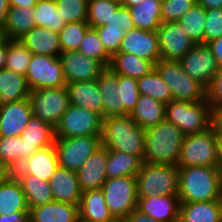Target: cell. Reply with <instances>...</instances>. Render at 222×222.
<instances>
[{"label":"cell","mask_w":222,"mask_h":222,"mask_svg":"<svg viewBox=\"0 0 222 222\" xmlns=\"http://www.w3.org/2000/svg\"><path fill=\"white\" fill-rule=\"evenodd\" d=\"M180 203L216 201L222 198V169L218 166L178 167Z\"/></svg>","instance_id":"obj_1"},{"label":"cell","mask_w":222,"mask_h":222,"mask_svg":"<svg viewBox=\"0 0 222 222\" xmlns=\"http://www.w3.org/2000/svg\"><path fill=\"white\" fill-rule=\"evenodd\" d=\"M144 131L143 162L178 166L183 132L166 119Z\"/></svg>","instance_id":"obj_2"},{"label":"cell","mask_w":222,"mask_h":222,"mask_svg":"<svg viewBox=\"0 0 222 222\" xmlns=\"http://www.w3.org/2000/svg\"><path fill=\"white\" fill-rule=\"evenodd\" d=\"M101 139L108 150L125 152L143 160L145 131L130 115L103 118Z\"/></svg>","instance_id":"obj_3"},{"label":"cell","mask_w":222,"mask_h":222,"mask_svg":"<svg viewBox=\"0 0 222 222\" xmlns=\"http://www.w3.org/2000/svg\"><path fill=\"white\" fill-rule=\"evenodd\" d=\"M136 188L137 197L178 195V166L143 162Z\"/></svg>","instance_id":"obj_4"},{"label":"cell","mask_w":222,"mask_h":222,"mask_svg":"<svg viewBox=\"0 0 222 222\" xmlns=\"http://www.w3.org/2000/svg\"><path fill=\"white\" fill-rule=\"evenodd\" d=\"M165 119L185 136L199 133L211 127V107L206 100L197 103L173 100L166 104Z\"/></svg>","instance_id":"obj_5"},{"label":"cell","mask_w":222,"mask_h":222,"mask_svg":"<svg viewBox=\"0 0 222 222\" xmlns=\"http://www.w3.org/2000/svg\"><path fill=\"white\" fill-rule=\"evenodd\" d=\"M154 68L171 88L175 101L197 103L206 100V88L185 73L179 61L160 60Z\"/></svg>","instance_id":"obj_6"},{"label":"cell","mask_w":222,"mask_h":222,"mask_svg":"<svg viewBox=\"0 0 222 222\" xmlns=\"http://www.w3.org/2000/svg\"><path fill=\"white\" fill-rule=\"evenodd\" d=\"M218 166L215 133L209 129L184 136L178 167Z\"/></svg>","instance_id":"obj_7"},{"label":"cell","mask_w":222,"mask_h":222,"mask_svg":"<svg viewBox=\"0 0 222 222\" xmlns=\"http://www.w3.org/2000/svg\"><path fill=\"white\" fill-rule=\"evenodd\" d=\"M101 190L109 211L115 219L124 220L137 208L136 176H120L107 179Z\"/></svg>","instance_id":"obj_8"},{"label":"cell","mask_w":222,"mask_h":222,"mask_svg":"<svg viewBox=\"0 0 222 222\" xmlns=\"http://www.w3.org/2000/svg\"><path fill=\"white\" fill-rule=\"evenodd\" d=\"M102 146L101 135L55 138L58 166L77 172L84 162Z\"/></svg>","instance_id":"obj_9"},{"label":"cell","mask_w":222,"mask_h":222,"mask_svg":"<svg viewBox=\"0 0 222 222\" xmlns=\"http://www.w3.org/2000/svg\"><path fill=\"white\" fill-rule=\"evenodd\" d=\"M29 100L34 117L56 127L70 105L67 87L31 90Z\"/></svg>","instance_id":"obj_10"},{"label":"cell","mask_w":222,"mask_h":222,"mask_svg":"<svg viewBox=\"0 0 222 222\" xmlns=\"http://www.w3.org/2000/svg\"><path fill=\"white\" fill-rule=\"evenodd\" d=\"M102 119L93 111L70 104L55 127V138L101 135Z\"/></svg>","instance_id":"obj_11"},{"label":"cell","mask_w":222,"mask_h":222,"mask_svg":"<svg viewBox=\"0 0 222 222\" xmlns=\"http://www.w3.org/2000/svg\"><path fill=\"white\" fill-rule=\"evenodd\" d=\"M26 81L31 90L65 87L63 68L58 57L32 54L26 72Z\"/></svg>","instance_id":"obj_12"},{"label":"cell","mask_w":222,"mask_h":222,"mask_svg":"<svg viewBox=\"0 0 222 222\" xmlns=\"http://www.w3.org/2000/svg\"><path fill=\"white\" fill-rule=\"evenodd\" d=\"M156 33L160 60L179 61L195 45L179 22H162Z\"/></svg>","instance_id":"obj_13"},{"label":"cell","mask_w":222,"mask_h":222,"mask_svg":"<svg viewBox=\"0 0 222 222\" xmlns=\"http://www.w3.org/2000/svg\"><path fill=\"white\" fill-rule=\"evenodd\" d=\"M179 62L184 72L205 88L220 68L207 44H195Z\"/></svg>","instance_id":"obj_14"},{"label":"cell","mask_w":222,"mask_h":222,"mask_svg":"<svg viewBox=\"0 0 222 222\" xmlns=\"http://www.w3.org/2000/svg\"><path fill=\"white\" fill-rule=\"evenodd\" d=\"M58 58L66 83L95 80L106 68L97 59L89 58L78 51L61 52Z\"/></svg>","instance_id":"obj_15"},{"label":"cell","mask_w":222,"mask_h":222,"mask_svg":"<svg viewBox=\"0 0 222 222\" xmlns=\"http://www.w3.org/2000/svg\"><path fill=\"white\" fill-rule=\"evenodd\" d=\"M117 53H130L152 62L160 61V49L156 31L131 29L124 36Z\"/></svg>","instance_id":"obj_16"},{"label":"cell","mask_w":222,"mask_h":222,"mask_svg":"<svg viewBox=\"0 0 222 222\" xmlns=\"http://www.w3.org/2000/svg\"><path fill=\"white\" fill-rule=\"evenodd\" d=\"M32 116L29 98L0 106V136H20Z\"/></svg>","instance_id":"obj_17"},{"label":"cell","mask_w":222,"mask_h":222,"mask_svg":"<svg viewBox=\"0 0 222 222\" xmlns=\"http://www.w3.org/2000/svg\"><path fill=\"white\" fill-rule=\"evenodd\" d=\"M137 209L158 222H178L180 199L178 195L138 197Z\"/></svg>","instance_id":"obj_18"},{"label":"cell","mask_w":222,"mask_h":222,"mask_svg":"<svg viewBox=\"0 0 222 222\" xmlns=\"http://www.w3.org/2000/svg\"><path fill=\"white\" fill-rule=\"evenodd\" d=\"M107 148H98L76 172L82 192L101 189L106 177Z\"/></svg>","instance_id":"obj_19"},{"label":"cell","mask_w":222,"mask_h":222,"mask_svg":"<svg viewBox=\"0 0 222 222\" xmlns=\"http://www.w3.org/2000/svg\"><path fill=\"white\" fill-rule=\"evenodd\" d=\"M49 185L54 201L79 205L82 190L75 171L58 166L49 180Z\"/></svg>","instance_id":"obj_20"},{"label":"cell","mask_w":222,"mask_h":222,"mask_svg":"<svg viewBox=\"0 0 222 222\" xmlns=\"http://www.w3.org/2000/svg\"><path fill=\"white\" fill-rule=\"evenodd\" d=\"M19 41L32 54L58 57L61 53L59 33L50 28L35 26Z\"/></svg>","instance_id":"obj_21"},{"label":"cell","mask_w":222,"mask_h":222,"mask_svg":"<svg viewBox=\"0 0 222 222\" xmlns=\"http://www.w3.org/2000/svg\"><path fill=\"white\" fill-rule=\"evenodd\" d=\"M70 104L86 108L103 118V102L96 79L67 83Z\"/></svg>","instance_id":"obj_22"},{"label":"cell","mask_w":222,"mask_h":222,"mask_svg":"<svg viewBox=\"0 0 222 222\" xmlns=\"http://www.w3.org/2000/svg\"><path fill=\"white\" fill-rule=\"evenodd\" d=\"M78 209L79 222H111L115 219L101 189L82 192Z\"/></svg>","instance_id":"obj_23"},{"label":"cell","mask_w":222,"mask_h":222,"mask_svg":"<svg viewBox=\"0 0 222 222\" xmlns=\"http://www.w3.org/2000/svg\"><path fill=\"white\" fill-rule=\"evenodd\" d=\"M14 176L23 189L29 210L54 201L49 181L26 174L21 168L14 170Z\"/></svg>","instance_id":"obj_24"},{"label":"cell","mask_w":222,"mask_h":222,"mask_svg":"<svg viewBox=\"0 0 222 222\" xmlns=\"http://www.w3.org/2000/svg\"><path fill=\"white\" fill-rule=\"evenodd\" d=\"M28 218L32 222H79L78 205L52 201L33 207Z\"/></svg>","instance_id":"obj_25"},{"label":"cell","mask_w":222,"mask_h":222,"mask_svg":"<svg viewBox=\"0 0 222 222\" xmlns=\"http://www.w3.org/2000/svg\"><path fill=\"white\" fill-rule=\"evenodd\" d=\"M25 141L27 158L37 150L54 145L55 128L32 116L20 135Z\"/></svg>","instance_id":"obj_26"},{"label":"cell","mask_w":222,"mask_h":222,"mask_svg":"<svg viewBox=\"0 0 222 222\" xmlns=\"http://www.w3.org/2000/svg\"><path fill=\"white\" fill-rule=\"evenodd\" d=\"M178 222H222V200L180 203Z\"/></svg>","instance_id":"obj_27"},{"label":"cell","mask_w":222,"mask_h":222,"mask_svg":"<svg viewBox=\"0 0 222 222\" xmlns=\"http://www.w3.org/2000/svg\"><path fill=\"white\" fill-rule=\"evenodd\" d=\"M58 167V158L54 145L37 150L20 167L26 174H31L49 181Z\"/></svg>","instance_id":"obj_28"},{"label":"cell","mask_w":222,"mask_h":222,"mask_svg":"<svg viewBox=\"0 0 222 222\" xmlns=\"http://www.w3.org/2000/svg\"><path fill=\"white\" fill-rule=\"evenodd\" d=\"M103 102V118L121 115L118 74L106 67L96 79Z\"/></svg>","instance_id":"obj_29"},{"label":"cell","mask_w":222,"mask_h":222,"mask_svg":"<svg viewBox=\"0 0 222 222\" xmlns=\"http://www.w3.org/2000/svg\"><path fill=\"white\" fill-rule=\"evenodd\" d=\"M166 104L146 95L139 96L130 117L146 130L165 120Z\"/></svg>","instance_id":"obj_30"},{"label":"cell","mask_w":222,"mask_h":222,"mask_svg":"<svg viewBox=\"0 0 222 222\" xmlns=\"http://www.w3.org/2000/svg\"><path fill=\"white\" fill-rule=\"evenodd\" d=\"M34 10L31 7H9L4 32L6 38L19 40L35 26Z\"/></svg>","instance_id":"obj_31"},{"label":"cell","mask_w":222,"mask_h":222,"mask_svg":"<svg viewBox=\"0 0 222 222\" xmlns=\"http://www.w3.org/2000/svg\"><path fill=\"white\" fill-rule=\"evenodd\" d=\"M109 68L118 75L140 79L154 69V64L130 53H115L111 57Z\"/></svg>","instance_id":"obj_32"},{"label":"cell","mask_w":222,"mask_h":222,"mask_svg":"<svg viewBox=\"0 0 222 222\" xmlns=\"http://www.w3.org/2000/svg\"><path fill=\"white\" fill-rule=\"evenodd\" d=\"M26 76L3 68L0 73V106L29 98Z\"/></svg>","instance_id":"obj_33"},{"label":"cell","mask_w":222,"mask_h":222,"mask_svg":"<svg viewBox=\"0 0 222 222\" xmlns=\"http://www.w3.org/2000/svg\"><path fill=\"white\" fill-rule=\"evenodd\" d=\"M162 0H144L137 6L129 7L135 28L145 31H156L162 24Z\"/></svg>","instance_id":"obj_34"},{"label":"cell","mask_w":222,"mask_h":222,"mask_svg":"<svg viewBox=\"0 0 222 222\" xmlns=\"http://www.w3.org/2000/svg\"><path fill=\"white\" fill-rule=\"evenodd\" d=\"M29 212L26 197L19 181L13 175L0 185V215Z\"/></svg>","instance_id":"obj_35"},{"label":"cell","mask_w":222,"mask_h":222,"mask_svg":"<svg viewBox=\"0 0 222 222\" xmlns=\"http://www.w3.org/2000/svg\"><path fill=\"white\" fill-rule=\"evenodd\" d=\"M143 165L139 156L107 149L106 177L136 176Z\"/></svg>","instance_id":"obj_36"},{"label":"cell","mask_w":222,"mask_h":222,"mask_svg":"<svg viewBox=\"0 0 222 222\" xmlns=\"http://www.w3.org/2000/svg\"><path fill=\"white\" fill-rule=\"evenodd\" d=\"M206 9L198 2L178 21L194 44H205Z\"/></svg>","instance_id":"obj_37"},{"label":"cell","mask_w":222,"mask_h":222,"mask_svg":"<svg viewBox=\"0 0 222 222\" xmlns=\"http://www.w3.org/2000/svg\"><path fill=\"white\" fill-rule=\"evenodd\" d=\"M137 84L141 95L153 97L164 104L174 100L171 88L162 80L155 68L149 74L137 79Z\"/></svg>","instance_id":"obj_38"},{"label":"cell","mask_w":222,"mask_h":222,"mask_svg":"<svg viewBox=\"0 0 222 222\" xmlns=\"http://www.w3.org/2000/svg\"><path fill=\"white\" fill-rule=\"evenodd\" d=\"M27 159L26 145L21 136H0V160L12 170L22 166Z\"/></svg>","instance_id":"obj_39"},{"label":"cell","mask_w":222,"mask_h":222,"mask_svg":"<svg viewBox=\"0 0 222 222\" xmlns=\"http://www.w3.org/2000/svg\"><path fill=\"white\" fill-rule=\"evenodd\" d=\"M33 10L36 26L50 28L59 33L67 24L57 11L55 0H38Z\"/></svg>","instance_id":"obj_40"},{"label":"cell","mask_w":222,"mask_h":222,"mask_svg":"<svg viewBox=\"0 0 222 222\" xmlns=\"http://www.w3.org/2000/svg\"><path fill=\"white\" fill-rule=\"evenodd\" d=\"M32 53L19 41L7 38L5 69L26 76Z\"/></svg>","instance_id":"obj_41"},{"label":"cell","mask_w":222,"mask_h":222,"mask_svg":"<svg viewBox=\"0 0 222 222\" xmlns=\"http://www.w3.org/2000/svg\"><path fill=\"white\" fill-rule=\"evenodd\" d=\"M120 6L119 0H89L87 23L91 28L105 26Z\"/></svg>","instance_id":"obj_42"},{"label":"cell","mask_w":222,"mask_h":222,"mask_svg":"<svg viewBox=\"0 0 222 222\" xmlns=\"http://www.w3.org/2000/svg\"><path fill=\"white\" fill-rule=\"evenodd\" d=\"M78 52L83 55L97 59L105 67H109L111 56L106 52L101 40L94 28H89L84 35L83 41L79 45Z\"/></svg>","instance_id":"obj_43"},{"label":"cell","mask_w":222,"mask_h":222,"mask_svg":"<svg viewBox=\"0 0 222 222\" xmlns=\"http://www.w3.org/2000/svg\"><path fill=\"white\" fill-rule=\"evenodd\" d=\"M118 82L119 85L117 89L121 104V115H130L140 96V92L137 87V79L118 75Z\"/></svg>","instance_id":"obj_44"},{"label":"cell","mask_w":222,"mask_h":222,"mask_svg":"<svg viewBox=\"0 0 222 222\" xmlns=\"http://www.w3.org/2000/svg\"><path fill=\"white\" fill-rule=\"evenodd\" d=\"M89 28L87 22L67 23L59 32L61 52L78 51Z\"/></svg>","instance_id":"obj_45"},{"label":"cell","mask_w":222,"mask_h":222,"mask_svg":"<svg viewBox=\"0 0 222 222\" xmlns=\"http://www.w3.org/2000/svg\"><path fill=\"white\" fill-rule=\"evenodd\" d=\"M89 0H55L57 11L66 23L87 22Z\"/></svg>","instance_id":"obj_46"},{"label":"cell","mask_w":222,"mask_h":222,"mask_svg":"<svg viewBox=\"0 0 222 222\" xmlns=\"http://www.w3.org/2000/svg\"><path fill=\"white\" fill-rule=\"evenodd\" d=\"M197 0H162V22H178Z\"/></svg>","instance_id":"obj_47"},{"label":"cell","mask_w":222,"mask_h":222,"mask_svg":"<svg viewBox=\"0 0 222 222\" xmlns=\"http://www.w3.org/2000/svg\"><path fill=\"white\" fill-rule=\"evenodd\" d=\"M94 29L97 31L99 39L101 40L106 52L111 57L119 51L121 42L126 35L120 27L100 26Z\"/></svg>","instance_id":"obj_48"},{"label":"cell","mask_w":222,"mask_h":222,"mask_svg":"<svg viewBox=\"0 0 222 222\" xmlns=\"http://www.w3.org/2000/svg\"><path fill=\"white\" fill-rule=\"evenodd\" d=\"M205 44L222 37V8L206 10Z\"/></svg>","instance_id":"obj_49"},{"label":"cell","mask_w":222,"mask_h":222,"mask_svg":"<svg viewBox=\"0 0 222 222\" xmlns=\"http://www.w3.org/2000/svg\"><path fill=\"white\" fill-rule=\"evenodd\" d=\"M206 101L211 108L222 106V67L206 87Z\"/></svg>","instance_id":"obj_50"},{"label":"cell","mask_w":222,"mask_h":222,"mask_svg":"<svg viewBox=\"0 0 222 222\" xmlns=\"http://www.w3.org/2000/svg\"><path fill=\"white\" fill-rule=\"evenodd\" d=\"M105 26L120 27L125 33L135 28L128 8L122 5L116 10Z\"/></svg>","instance_id":"obj_51"},{"label":"cell","mask_w":222,"mask_h":222,"mask_svg":"<svg viewBox=\"0 0 222 222\" xmlns=\"http://www.w3.org/2000/svg\"><path fill=\"white\" fill-rule=\"evenodd\" d=\"M211 127L215 134H222V106L211 108Z\"/></svg>","instance_id":"obj_52"},{"label":"cell","mask_w":222,"mask_h":222,"mask_svg":"<svg viewBox=\"0 0 222 222\" xmlns=\"http://www.w3.org/2000/svg\"><path fill=\"white\" fill-rule=\"evenodd\" d=\"M125 222H158L148 215L142 213L137 208L132 210L124 219Z\"/></svg>","instance_id":"obj_53"},{"label":"cell","mask_w":222,"mask_h":222,"mask_svg":"<svg viewBox=\"0 0 222 222\" xmlns=\"http://www.w3.org/2000/svg\"><path fill=\"white\" fill-rule=\"evenodd\" d=\"M207 45L211 48L218 65L222 67V37L209 42Z\"/></svg>","instance_id":"obj_54"},{"label":"cell","mask_w":222,"mask_h":222,"mask_svg":"<svg viewBox=\"0 0 222 222\" xmlns=\"http://www.w3.org/2000/svg\"><path fill=\"white\" fill-rule=\"evenodd\" d=\"M29 212H14L9 215H0V222H24L28 219Z\"/></svg>","instance_id":"obj_55"},{"label":"cell","mask_w":222,"mask_h":222,"mask_svg":"<svg viewBox=\"0 0 222 222\" xmlns=\"http://www.w3.org/2000/svg\"><path fill=\"white\" fill-rule=\"evenodd\" d=\"M13 175L14 170L0 160V185L9 180Z\"/></svg>","instance_id":"obj_56"},{"label":"cell","mask_w":222,"mask_h":222,"mask_svg":"<svg viewBox=\"0 0 222 222\" xmlns=\"http://www.w3.org/2000/svg\"><path fill=\"white\" fill-rule=\"evenodd\" d=\"M9 7L10 5L8 0H0V28L2 29H4Z\"/></svg>","instance_id":"obj_57"},{"label":"cell","mask_w":222,"mask_h":222,"mask_svg":"<svg viewBox=\"0 0 222 222\" xmlns=\"http://www.w3.org/2000/svg\"><path fill=\"white\" fill-rule=\"evenodd\" d=\"M206 10L222 8V0H197Z\"/></svg>","instance_id":"obj_58"},{"label":"cell","mask_w":222,"mask_h":222,"mask_svg":"<svg viewBox=\"0 0 222 222\" xmlns=\"http://www.w3.org/2000/svg\"><path fill=\"white\" fill-rule=\"evenodd\" d=\"M10 7H31L33 8L38 0H8Z\"/></svg>","instance_id":"obj_59"},{"label":"cell","mask_w":222,"mask_h":222,"mask_svg":"<svg viewBox=\"0 0 222 222\" xmlns=\"http://www.w3.org/2000/svg\"><path fill=\"white\" fill-rule=\"evenodd\" d=\"M217 144L218 167L222 169V134H215Z\"/></svg>","instance_id":"obj_60"},{"label":"cell","mask_w":222,"mask_h":222,"mask_svg":"<svg viewBox=\"0 0 222 222\" xmlns=\"http://www.w3.org/2000/svg\"><path fill=\"white\" fill-rule=\"evenodd\" d=\"M7 53V39L0 45V70L5 67Z\"/></svg>","instance_id":"obj_61"},{"label":"cell","mask_w":222,"mask_h":222,"mask_svg":"<svg viewBox=\"0 0 222 222\" xmlns=\"http://www.w3.org/2000/svg\"><path fill=\"white\" fill-rule=\"evenodd\" d=\"M144 0H121L120 3L124 7H132L141 4Z\"/></svg>","instance_id":"obj_62"},{"label":"cell","mask_w":222,"mask_h":222,"mask_svg":"<svg viewBox=\"0 0 222 222\" xmlns=\"http://www.w3.org/2000/svg\"><path fill=\"white\" fill-rule=\"evenodd\" d=\"M4 29L0 28V45L6 40Z\"/></svg>","instance_id":"obj_63"},{"label":"cell","mask_w":222,"mask_h":222,"mask_svg":"<svg viewBox=\"0 0 222 222\" xmlns=\"http://www.w3.org/2000/svg\"><path fill=\"white\" fill-rule=\"evenodd\" d=\"M111 222H125L124 220H122V219H114L113 221H111Z\"/></svg>","instance_id":"obj_64"},{"label":"cell","mask_w":222,"mask_h":222,"mask_svg":"<svg viewBox=\"0 0 222 222\" xmlns=\"http://www.w3.org/2000/svg\"><path fill=\"white\" fill-rule=\"evenodd\" d=\"M24 222H32L29 218L27 220H25Z\"/></svg>","instance_id":"obj_65"}]
</instances>
